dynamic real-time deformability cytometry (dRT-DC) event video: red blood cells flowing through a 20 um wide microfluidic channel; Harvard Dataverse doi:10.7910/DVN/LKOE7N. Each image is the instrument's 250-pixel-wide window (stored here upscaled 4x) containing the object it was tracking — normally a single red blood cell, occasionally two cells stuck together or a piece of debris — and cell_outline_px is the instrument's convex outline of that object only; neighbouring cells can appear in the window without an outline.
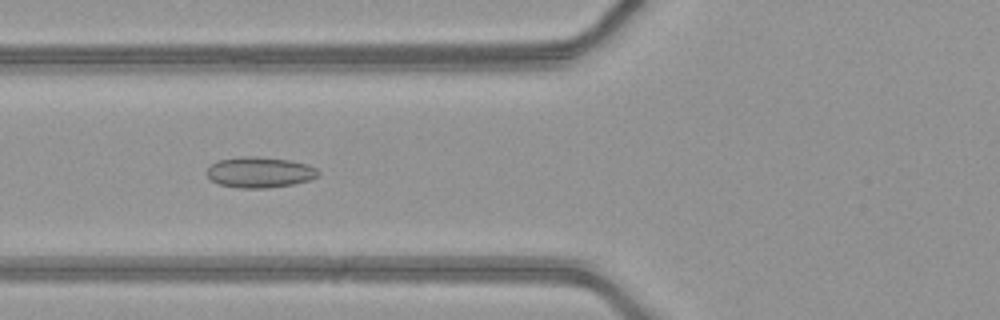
{"species": "common noctule bat (a hibernating species)", "species_latin": "Nyctalus noctula", "temperature_condition": "warm", "stored_images_in_passage": 46, "camera_frame_rate_fps": 3000, "um_per_image_px": 0.085, "animal": {"sex": "female", "body_mass_g": 21.9}, "frame": {"image": 1, "passage_image": 16, "time_ms": 5.0, "image_size_px": [1000, 320], "cell_outline_px": [[320, 176], [312, 180], [292, 184], [268, 188], [240, 188], [220, 184], [212, 180], [208, 176], [208, 168], [212, 164], [220, 160], [240, 156], [252, 156], [288, 160], [304, 164], [316, 168], [320, 172]], "centroid_in_image_um": [22.11, 14.65], "position_along_channel_um": 103.7, "area_um2": 19.77}}
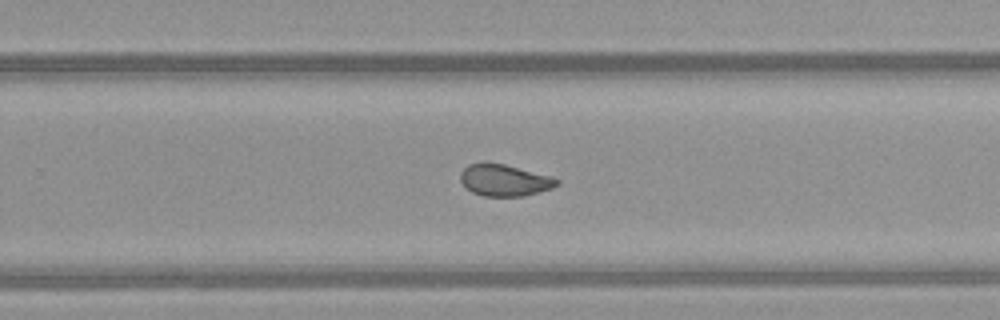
{"frame": {"image": 2, "passage_image": 29, "time_ms": 9.333, "image_size_px": [1000, 320], "cell_outline_px": [[560, 184], [552, 188], [540, 192], [524, 196], [484, 196], [472, 192], [460, 180], [460, 172], [468, 164], [484, 160], [488, 160], [552, 176], [560, 180]], "centroid_in_image_um": [42.88, 15.29], "position_along_channel_um": 286.9, "area_um2": 18.21}}
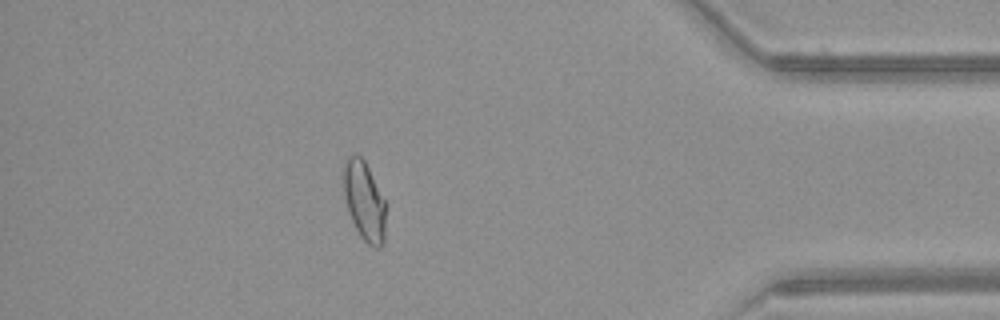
{"frame": {"image": 3, "passage_image": 40, "time_ms": 13.0, "image_size_px": [1000, 320], "cell_outline_px": [[384, 244], [380, 248], [376, 248], [368, 244], [360, 236], [348, 212], [344, 196], [340, 176], [340, 168], [344, 156], [360, 156], [364, 160], [384, 200]], "centroid_in_image_um": [30.88, 17.02], "position_along_channel_um": 404.3, "area_um2": 19.77}, "authors_computed_cell_mechanics": {"area_um2": 19.4786, "velocity_mm_per_s": 4.2195, "shape_relaxation_time_tau1_ms": null, "shape_relaxation_time_tau2_ms": 1.2952, "deformation_change_tau1": null, "deformation_change_tau2": 0.0555}}